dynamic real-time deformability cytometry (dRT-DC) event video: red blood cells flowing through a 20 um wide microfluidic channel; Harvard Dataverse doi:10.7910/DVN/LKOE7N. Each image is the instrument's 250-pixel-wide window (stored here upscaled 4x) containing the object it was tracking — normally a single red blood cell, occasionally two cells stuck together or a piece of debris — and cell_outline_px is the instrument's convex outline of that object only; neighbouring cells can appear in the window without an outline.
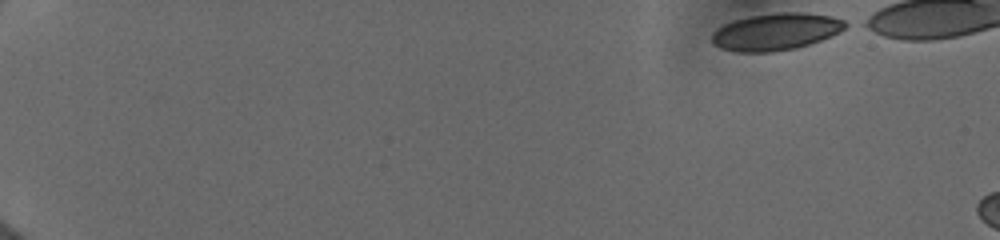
{"species": "human", "species_latin": "Homo sapiens", "temperature_condition": "cold", "stored_images_in_passage": 19, "camera_frame_rate_fps": 3000, "um_per_image_px": 0.085, "donor": {"sex": "female"}, "frame": {"image": 1, "passage_image": 1, "time_ms": 0.0, "image_size_px": [1000, 240], "cell_outline_px": [[852, 24], [820, 40], [796, 48], [772, 52], [736, 52], [720, 48], [712, 44], [712, 32], [716, 28], [732, 20], [748, 16], [776, 12], [800, 12], [832, 16], [844, 20]], "centroid_in_image_um": [65.9, 2.68], "position_along_channel_um": 19.1, "area_um2": 28.96}}